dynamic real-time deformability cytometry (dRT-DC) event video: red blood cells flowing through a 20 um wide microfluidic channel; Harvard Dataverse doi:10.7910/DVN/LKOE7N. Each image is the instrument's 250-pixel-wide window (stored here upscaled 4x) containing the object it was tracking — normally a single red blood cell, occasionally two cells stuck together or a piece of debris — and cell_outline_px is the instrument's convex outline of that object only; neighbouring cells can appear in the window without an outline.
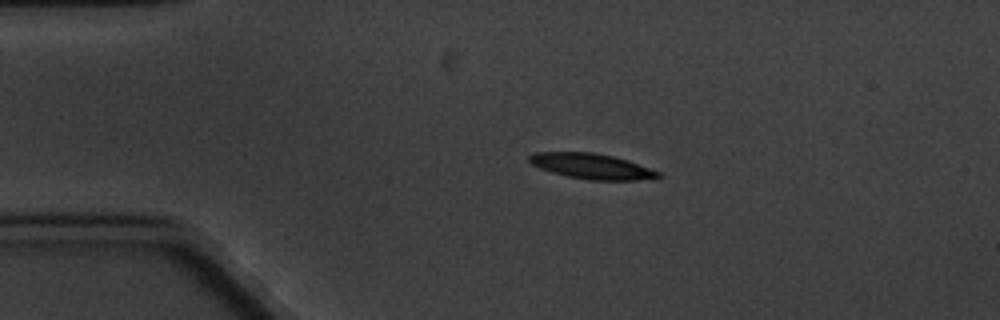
{"species": "common noctule bat (a hibernating species)", "species_latin": "Nyctalus noctula", "temperature_condition": "cold", "stored_images_in_passage": 5, "camera_frame_rate_fps": 3000, "um_per_image_px": 0.085, "animal": {"sex": "male", "body_mass_g": 20.1, "forearm_length_mm": 53.5}, "frame": {"image": 1, "passage_image": 3, "time_ms": 2.333, "image_size_px": [1000, 320], "cell_outline_px": [[664, 176], [636, 180], [588, 180], [568, 176], [552, 172], [540, 168], [532, 164], [528, 160], [528, 156], [532, 152], [592, 152], [612, 156], [628, 160], [660, 172]], "centroid_in_image_um": [50.28, 14.12], "position_along_channel_um": 34.7, "area_um2": 19.02}}
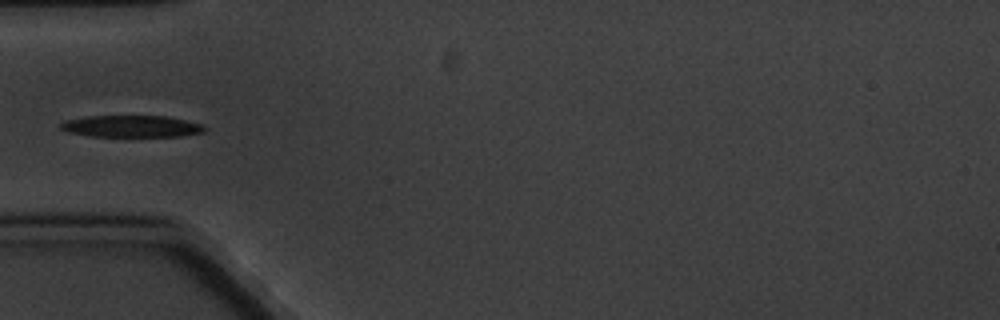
{"frame": {"image": 2, "passage_image": 5, "time_ms": 4.667, "image_size_px": [1000, 320], "cell_outline_px": [[208, 128], [204, 132], [180, 136], [88, 136], [68, 132], [60, 128], [60, 124], [64, 120], [88, 116], [164, 116], [204, 124]], "centroid_in_image_um": [11.18, 10.73], "position_along_channel_um": 73.8, "area_um2": 18.26}}